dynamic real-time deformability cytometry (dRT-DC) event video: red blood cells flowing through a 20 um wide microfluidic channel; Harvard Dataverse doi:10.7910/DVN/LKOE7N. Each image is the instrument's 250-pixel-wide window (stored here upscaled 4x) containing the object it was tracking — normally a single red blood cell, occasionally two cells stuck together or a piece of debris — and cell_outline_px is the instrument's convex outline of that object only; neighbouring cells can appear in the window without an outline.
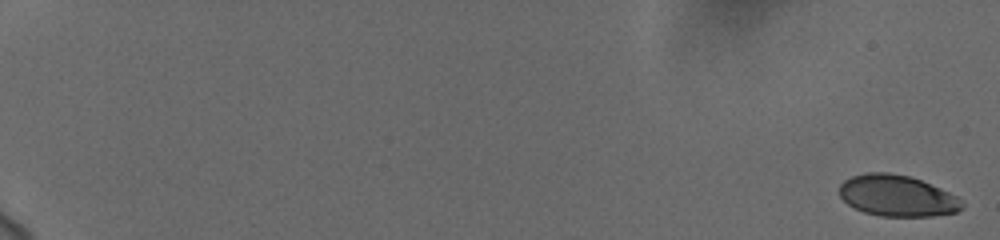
{"species": "human", "species_latin": "Homo sapiens", "temperature_condition": "cold", "stored_images_in_passage": 20, "camera_frame_rate_fps": 3000, "um_per_image_px": 0.085, "donor": {"sex": "female"}, "frame": {"image": 1, "passage_image": 1, "time_ms": 0.0, "image_size_px": [1000, 240], "cell_outline_px": [[964, 208], [956, 212], [932, 216], [880, 216], [864, 212], [848, 204], [840, 196], [840, 184], [844, 180], [852, 176], [864, 172], [888, 172], [912, 176], [940, 188], [956, 196], [964, 204]], "centroid_in_image_um": [76.26, 16.63], "position_along_channel_um": 8.7, "area_um2": 29.54}}
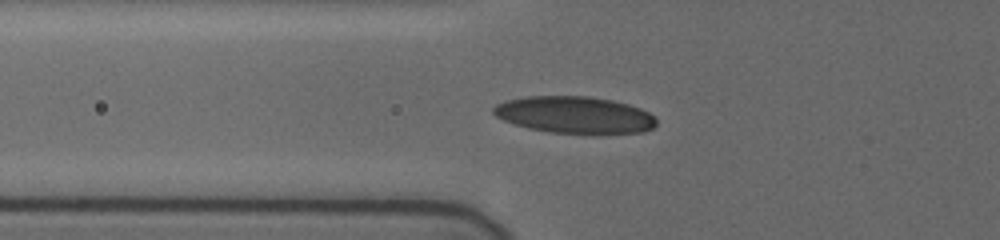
{"frame": {"image": 2, "passage_image": 17, "time_ms": 8.0, "image_size_px": [1000, 240], "cell_outline_px": [[656, 124], [652, 128], [640, 132], [600, 136], [592, 136], [548, 132], [528, 128], [504, 120], [496, 116], [492, 112], [492, 108], [496, 104], [508, 100], [528, 96], [588, 96], [612, 100], [628, 104], [640, 108], [648, 112], [656, 120]], "centroid_in_image_um": [48.87, 9.8], "position_along_channel_um": 76.9, "area_um2": 35.78}}
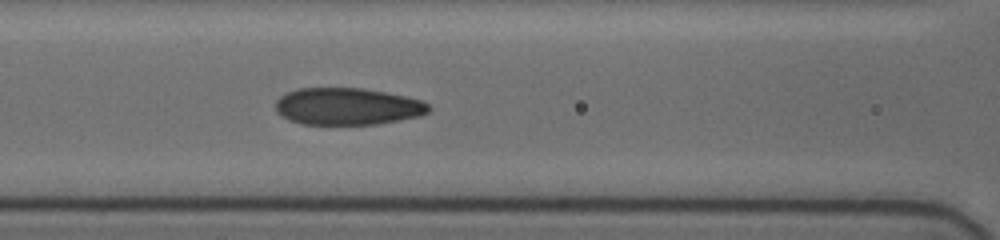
{"frame": {"image": 3, "passage_image": 20, "time_ms": 9.667, "image_size_px": [1000, 240], "cell_outline_px": [[432, 108], [428, 112], [420, 116], [400, 120], [376, 124], [300, 124], [288, 120], [280, 116], [276, 112], [276, 100], [280, 96], [288, 92], [300, 88], [360, 88], [384, 92], [424, 100]], "centroid_in_image_um": [29.53, 9.05], "position_along_channel_um": 137.1, "area_um2": 33.18}}